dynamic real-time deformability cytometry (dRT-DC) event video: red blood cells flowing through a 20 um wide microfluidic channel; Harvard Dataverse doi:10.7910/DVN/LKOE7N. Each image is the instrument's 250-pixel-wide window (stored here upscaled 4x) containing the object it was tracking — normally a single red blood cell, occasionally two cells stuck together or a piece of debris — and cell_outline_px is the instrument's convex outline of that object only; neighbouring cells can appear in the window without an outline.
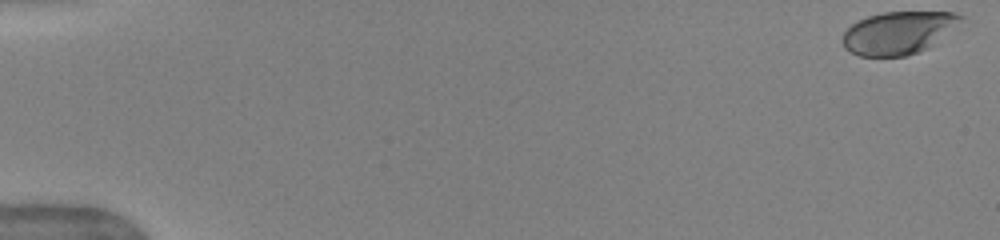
{"species": "human", "species_latin": "Homo sapiens", "temperature_condition": "warm", "stored_images_in_passage": 52, "camera_frame_rate_fps": 3000, "um_per_image_px": 0.085, "donor": {"sex": "female"}, "frame": {"image": 1, "passage_image": 1, "time_ms": 0.0, "image_size_px": [1000, 240], "cell_outline_px": [[964, 16], [928, 48], [904, 56], [860, 56], [848, 52], [844, 48], [844, 32], [852, 24], [868, 16], [884, 12], [956, 12]], "centroid_in_image_um": [76.29, 2.79], "position_along_channel_um": 8.7, "area_um2": 28.67}}
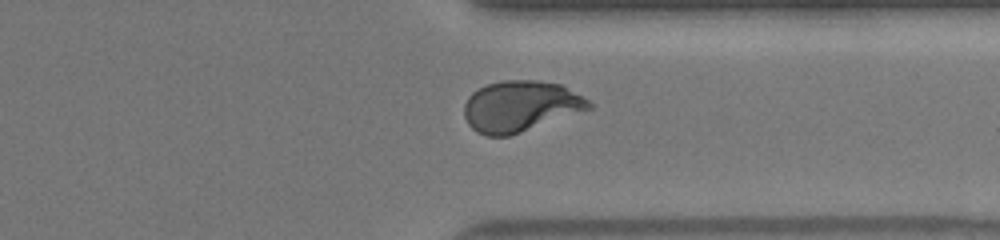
{"frame": {"image": 2, "passage_image": 41, "time_ms": 13.333, "image_size_px": [1000, 240], "cell_outline_px": [[592, 108], [508, 136], [484, 136], [476, 132], [468, 124], [464, 116], [464, 104], [468, 96], [472, 92], [488, 84], [504, 80], [536, 80], [564, 84], [588, 100], [592, 104]], "centroid_in_image_um": [44.22, 9.02], "position_along_channel_um": 367.2, "area_um2": 36.99}}
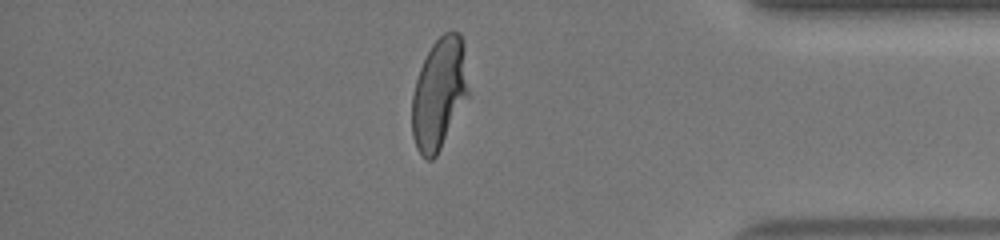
{"frame": {"image": 3, "passage_image": 45, "time_ms": 14.667, "image_size_px": [1000, 240], "cell_outline_px": [[468, 92], [436, 156], [432, 160], [428, 160], [416, 148], [412, 136], [412, 96], [416, 80], [420, 68], [432, 44], [444, 32], [452, 28], [460, 32], [464, 44]], "centroid_in_image_um": [37.3, 7.88], "position_along_channel_um": 397.9, "area_um2": 35.95}, "authors_computed_cell_mechanics": {"area_um2": 36.1539, "velocity_mm_per_s": 3.9664, "shape_relaxation_time_tau1_ms": 4.6377, "shape_relaxation_time_tau2_ms": null, "deformation_change_tau1": 0.2062, "deformation_change_tau2": null}}